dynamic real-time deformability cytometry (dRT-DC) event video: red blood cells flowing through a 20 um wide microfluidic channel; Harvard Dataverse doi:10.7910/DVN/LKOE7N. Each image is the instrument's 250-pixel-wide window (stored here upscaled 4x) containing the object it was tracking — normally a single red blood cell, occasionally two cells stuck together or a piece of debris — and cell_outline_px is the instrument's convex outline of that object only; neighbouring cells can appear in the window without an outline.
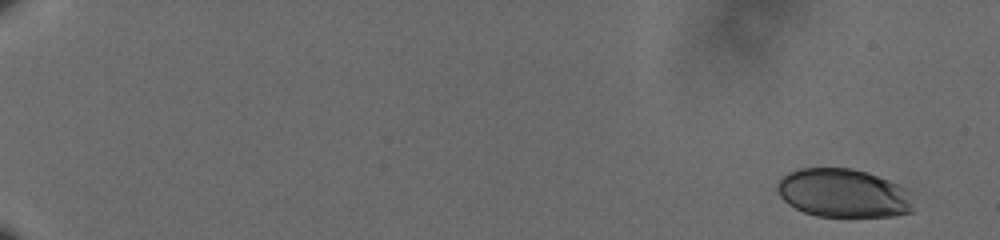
{"species": "human", "species_latin": "Homo sapiens", "temperature_condition": "cold", "stored_images_in_passage": 58, "camera_frame_rate_fps": 3000, "um_per_image_px": 0.085, "donor": {"sex": "male"}, "frame": {"image": 1, "passage_image": 1, "time_ms": 0.0, "image_size_px": [1000, 240], "cell_outline_px": [[912, 212], [892, 216], [816, 216], [804, 212], [788, 204], [780, 196], [776, 188], [776, 184], [788, 172], [800, 168], [852, 168], [900, 184], [908, 188], [912, 192]], "centroid_in_image_um": [71.7, 16.42], "position_along_channel_um": 13.3, "area_um2": 38.67}}
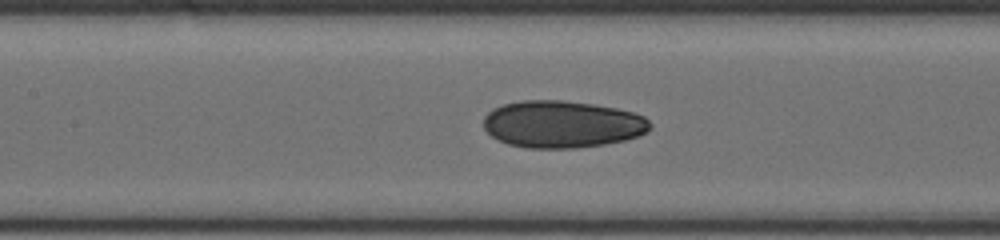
{"frame": {"image": 2, "passage_image": 30, "time_ms": 9.667, "image_size_px": [1000, 240], "cell_outline_px": [[652, 124], [648, 132], [624, 140], [604, 144], [576, 148], [524, 148], [508, 144], [492, 136], [484, 128], [484, 116], [492, 108], [504, 104], [520, 100], [564, 100], [592, 104], [616, 108], [632, 112], [644, 116]], "centroid_in_image_um": [47.77, 10.55], "position_along_channel_um": 159.6, "area_um2": 45.84}}
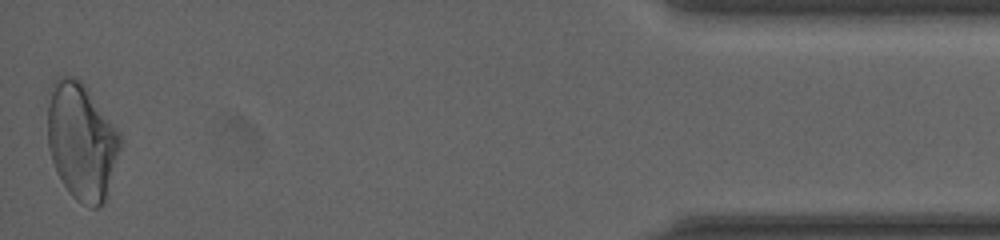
{"frame": {"image": 3, "passage_image": 58, "time_ms": 19.0, "image_size_px": [1000, 240], "cell_outline_px": [[124, 140], [108, 196], [104, 204], [96, 208], [92, 208], [76, 200], [68, 192], [56, 172], [48, 148], [48, 92], [52, 84], [60, 76], [72, 76], [80, 80], [84, 84], [120, 132]], "centroid_in_image_um": [6.97, 12.04], "position_along_channel_um": 428.2, "area_um2": 50.4}, "authors_computed_cell_mechanics": {"area_um2": 44.0725, "velocity_mm_per_s": 3.6101, "shape_relaxation_time_tau1_ms": null, "shape_relaxation_time_tau2_ms": 2.5546, "deformation_change_tau1": null, "deformation_change_tau2": 0.063}}